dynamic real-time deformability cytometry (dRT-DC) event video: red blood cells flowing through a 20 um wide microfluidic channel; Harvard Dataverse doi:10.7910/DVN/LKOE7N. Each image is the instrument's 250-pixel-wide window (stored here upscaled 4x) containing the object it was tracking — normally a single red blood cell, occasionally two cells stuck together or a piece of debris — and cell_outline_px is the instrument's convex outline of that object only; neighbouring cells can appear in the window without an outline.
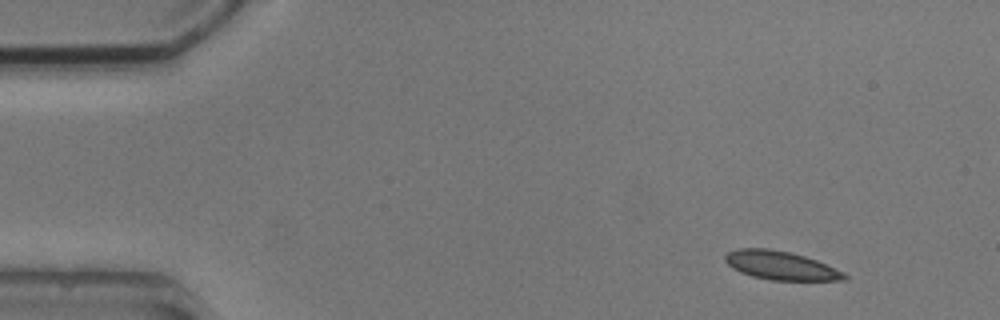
{"species": "common noctule bat (a hibernating species)", "species_latin": "Nyctalus noctula", "temperature_condition": "cold", "stored_images_in_passage": 4, "camera_frame_rate_fps": 3000, "um_per_image_px": 0.085, "animal": {"sex": "male", "body_mass_g": 20.5, "forearm_length_mm": 52.5}, "frame": {"image": 1, "passage_image": 1, "time_ms": 0.0, "image_size_px": [1000, 320], "cell_outline_px": [[848, 280], [768, 280], [752, 276], [740, 272], [732, 268], [724, 260], [724, 256], [728, 252], [736, 248], [768, 248], [788, 252], [804, 256], [816, 260], [844, 272], [848, 276]], "centroid_in_image_um": [66.34, 22.57], "position_along_channel_um": 18.7, "area_um2": 19.88}}